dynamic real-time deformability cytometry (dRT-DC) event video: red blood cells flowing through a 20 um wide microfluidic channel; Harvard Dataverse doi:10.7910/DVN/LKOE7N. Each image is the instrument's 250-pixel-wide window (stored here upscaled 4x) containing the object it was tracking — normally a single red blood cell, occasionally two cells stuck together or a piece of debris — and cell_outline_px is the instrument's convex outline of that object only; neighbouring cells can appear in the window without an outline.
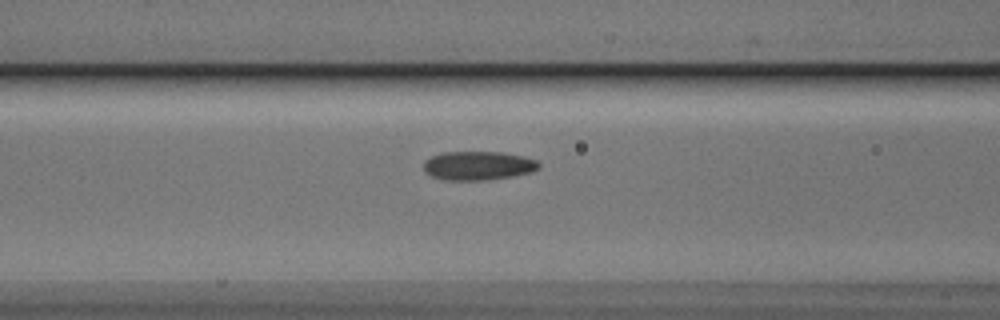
{"species": "Egyptian fruit bat (a non-hibernating species)", "species_latin": "Rousettus aegyptiacus", "temperature_condition": "cold", "stored_images_in_passage": 22, "camera_frame_rate_fps": 3000, "um_per_image_px": 0.085, "animal": {"sex": "male"}, "frame": {"image": 1, "passage_image": 7, "time_ms": 2.0, "image_size_px": [1000, 320], "cell_outline_px": [[540, 168], [532, 172], [512, 176], [488, 180], [444, 180], [432, 176], [424, 172], [424, 160], [440, 152], [500, 152], [524, 156], [536, 160], [540, 164]], "centroid_in_image_um": [40.64, 14.08], "position_along_channel_um": 126.0, "area_um2": 19.54}}
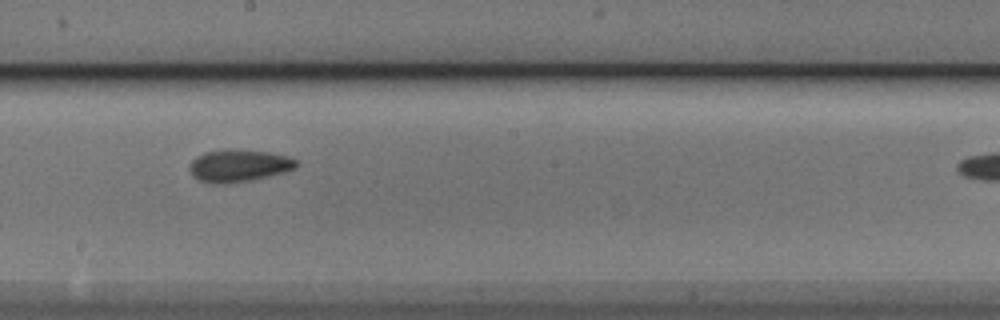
{"frame": {"image": 2, "passage_image": 15, "time_ms": 4.667, "image_size_px": [1000, 320], "cell_outline_px": [[300, 164], [296, 168], [284, 172], [268, 176], [248, 180], [220, 184], [212, 184], [196, 180], [192, 176], [188, 168], [192, 160], [196, 156], [204, 152], [224, 148], [232, 148], [268, 152], [288, 156], [296, 160]], "centroid_in_image_um": [20.25, 14.06], "position_along_channel_um": 227.9, "area_um2": 20.46}}
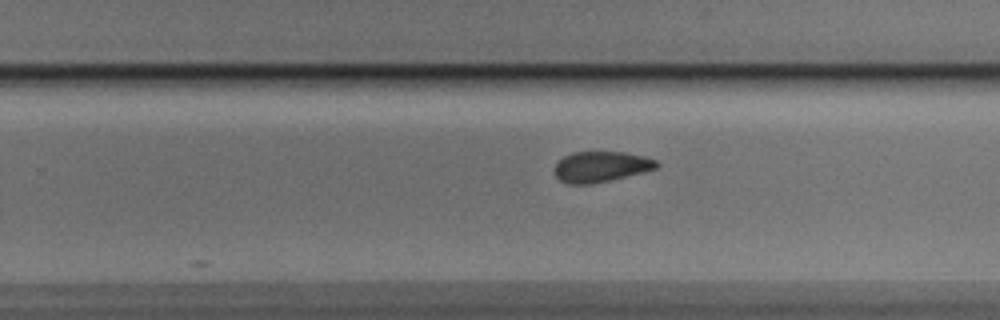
{"frame": {"image": 3, "passage_image": 19, "time_ms": 6.0, "image_size_px": [1000, 320], "cell_outline_px": [[660, 164], [656, 168], [592, 184], [568, 184], [560, 180], [556, 176], [556, 164], [564, 156], [572, 152], [624, 152], [644, 156], [656, 160]], "centroid_in_image_um": [51.07, 14.16], "position_along_channel_um": 278.7, "area_um2": 17.86}}